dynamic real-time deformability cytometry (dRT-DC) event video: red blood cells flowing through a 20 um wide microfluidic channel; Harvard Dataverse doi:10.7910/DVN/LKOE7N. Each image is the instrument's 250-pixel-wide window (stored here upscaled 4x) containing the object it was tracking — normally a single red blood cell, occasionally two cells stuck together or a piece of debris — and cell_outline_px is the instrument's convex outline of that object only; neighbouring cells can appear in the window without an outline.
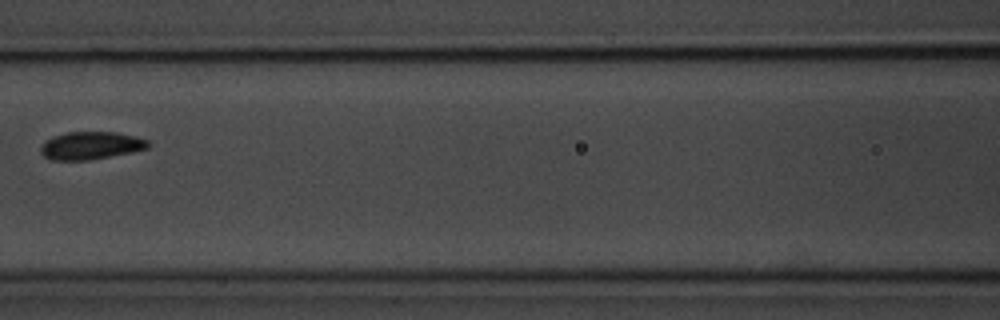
{"species": "common noctule bat (a hibernating species)", "species_latin": "Nyctalus noctula", "temperature_condition": "room temperature", "stored_images_in_passage": 3, "camera_frame_rate_fps": 3000, "um_per_image_px": 0.085, "animal": {"sex": "male", "body_mass_g": 20.1, "forearm_length_mm": 53.5}, "frame": {"image": 1, "passage_image": 3, "time_ms": 2.333, "image_size_px": [1000, 320], "cell_outline_px": [[152, 144], [148, 148], [132, 152], [88, 160], [52, 160], [44, 156], [40, 152], [40, 148], [44, 140], [52, 136], [68, 132], [116, 132], [136, 136], [148, 140]], "centroid_in_image_um": [7.72, 12.36], "position_along_channel_um": 158.9, "area_um2": 17.51}}